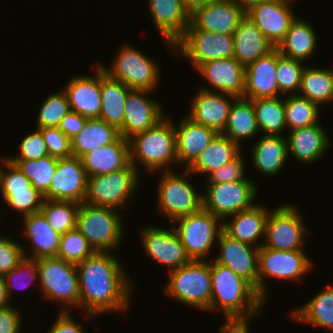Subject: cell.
<instances>
[{
	"label": "cell",
	"mask_w": 333,
	"mask_h": 333,
	"mask_svg": "<svg viewBox=\"0 0 333 333\" xmlns=\"http://www.w3.org/2000/svg\"><path fill=\"white\" fill-rule=\"evenodd\" d=\"M36 262L39 275L37 282L44 300L61 303L63 307L60 311L63 312H68L70 306L79 310L80 295L76 264L56 256L39 258Z\"/></svg>",
	"instance_id": "obj_5"
},
{
	"label": "cell",
	"mask_w": 333,
	"mask_h": 333,
	"mask_svg": "<svg viewBox=\"0 0 333 333\" xmlns=\"http://www.w3.org/2000/svg\"><path fill=\"white\" fill-rule=\"evenodd\" d=\"M278 50L274 48L267 55L260 57L245 66L244 98H273L279 97L277 83Z\"/></svg>",
	"instance_id": "obj_24"
},
{
	"label": "cell",
	"mask_w": 333,
	"mask_h": 333,
	"mask_svg": "<svg viewBox=\"0 0 333 333\" xmlns=\"http://www.w3.org/2000/svg\"><path fill=\"white\" fill-rule=\"evenodd\" d=\"M214 0H182L185 8L190 12V14L197 8L205 6Z\"/></svg>",
	"instance_id": "obj_59"
},
{
	"label": "cell",
	"mask_w": 333,
	"mask_h": 333,
	"mask_svg": "<svg viewBox=\"0 0 333 333\" xmlns=\"http://www.w3.org/2000/svg\"><path fill=\"white\" fill-rule=\"evenodd\" d=\"M170 224L174 226L188 257L195 261H205L208 255H212L211 248L217 246L214 244L223 231L222 220L203 208L179 217Z\"/></svg>",
	"instance_id": "obj_11"
},
{
	"label": "cell",
	"mask_w": 333,
	"mask_h": 333,
	"mask_svg": "<svg viewBox=\"0 0 333 333\" xmlns=\"http://www.w3.org/2000/svg\"><path fill=\"white\" fill-rule=\"evenodd\" d=\"M12 210L21 213L22 217L41 211L44 196L38 190L12 191V194H1Z\"/></svg>",
	"instance_id": "obj_48"
},
{
	"label": "cell",
	"mask_w": 333,
	"mask_h": 333,
	"mask_svg": "<svg viewBox=\"0 0 333 333\" xmlns=\"http://www.w3.org/2000/svg\"><path fill=\"white\" fill-rule=\"evenodd\" d=\"M242 152L233 160L223 167L214 170L207 177L206 184H218L233 181L254 182L250 177L244 176L245 163L242 158Z\"/></svg>",
	"instance_id": "obj_51"
},
{
	"label": "cell",
	"mask_w": 333,
	"mask_h": 333,
	"mask_svg": "<svg viewBox=\"0 0 333 333\" xmlns=\"http://www.w3.org/2000/svg\"><path fill=\"white\" fill-rule=\"evenodd\" d=\"M87 119L77 112L70 111L60 121L58 128L71 140L83 129Z\"/></svg>",
	"instance_id": "obj_56"
},
{
	"label": "cell",
	"mask_w": 333,
	"mask_h": 333,
	"mask_svg": "<svg viewBox=\"0 0 333 333\" xmlns=\"http://www.w3.org/2000/svg\"><path fill=\"white\" fill-rule=\"evenodd\" d=\"M141 243L147 257L169 268V272L188 264L185 247L174 229H164L157 226H147L140 231Z\"/></svg>",
	"instance_id": "obj_15"
},
{
	"label": "cell",
	"mask_w": 333,
	"mask_h": 333,
	"mask_svg": "<svg viewBox=\"0 0 333 333\" xmlns=\"http://www.w3.org/2000/svg\"><path fill=\"white\" fill-rule=\"evenodd\" d=\"M22 219V234L30 241L31 246L29 250L23 246L24 256L34 260L57 256L61 234L52 228L43 213L40 211ZM26 250L31 252L28 253Z\"/></svg>",
	"instance_id": "obj_29"
},
{
	"label": "cell",
	"mask_w": 333,
	"mask_h": 333,
	"mask_svg": "<svg viewBox=\"0 0 333 333\" xmlns=\"http://www.w3.org/2000/svg\"><path fill=\"white\" fill-rule=\"evenodd\" d=\"M3 278L8 298L11 301L13 298L12 295L15 294L13 291L14 288L27 289V287L33 284V281L39 280L36 260L25 257L14 269L5 274Z\"/></svg>",
	"instance_id": "obj_47"
},
{
	"label": "cell",
	"mask_w": 333,
	"mask_h": 333,
	"mask_svg": "<svg viewBox=\"0 0 333 333\" xmlns=\"http://www.w3.org/2000/svg\"><path fill=\"white\" fill-rule=\"evenodd\" d=\"M278 206L269 211L263 247L279 251H304L306 238L312 233L305 225L302 212L294 204Z\"/></svg>",
	"instance_id": "obj_10"
},
{
	"label": "cell",
	"mask_w": 333,
	"mask_h": 333,
	"mask_svg": "<svg viewBox=\"0 0 333 333\" xmlns=\"http://www.w3.org/2000/svg\"><path fill=\"white\" fill-rule=\"evenodd\" d=\"M259 131L252 100L237 97L232 103L227 124L221 134L241 147L244 143L242 141L253 139Z\"/></svg>",
	"instance_id": "obj_35"
},
{
	"label": "cell",
	"mask_w": 333,
	"mask_h": 333,
	"mask_svg": "<svg viewBox=\"0 0 333 333\" xmlns=\"http://www.w3.org/2000/svg\"><path fill=\"white\" fill-rule=\"evenodd\" d=\"M81 160L88 177L118 171L130 163L129 141L120 136L108 145L87 152Z\"/></svg>",
	"instance_id": "obj_30"
},
{
	"label": "cell",
	"mask_w": 333,
	"mask_h": 333,
	"mask_svg": "<svg viewBox=\"0 0 333 333\" xmlns=\"http://www.w3.org/2000/svg\"><path fill=\"white\" fill-rule=\"evenodd\" d=\"M88 176L81 158H58L57 167L44 201H85Z\"/></svg>",
	"instance_id": "obj_17"
},
{
	"label": "cell",
	"mask_w": 333,
	"mask_h": 333,
	"mask_svg": "<svg viewBox=\"0 0 333 333\" xmlns=\"http://www.w3.org/2000/svg\"><path fill=\"white\" fill-rule=\"evenodd\" d=\"M12 305L6 292V286L3 276L0 275V309Z\"/></svg>",
	"instance_id": "obj_58"
},
{
	"label": "cell",
	"mask_w": 333,
	"mask_h": 333,
	"mask_svg": "<svg viewBox=\"0 0 333 333\" xmlns=\"http://www.w3.org/2000/svg\"><path fill=\"white\" fill-rule=\"evenodd\" d=\"M79 207V203L72 201H43L41 212L52 228L62 235L77 227Z\"/></svg>",
	"instance_id": "obj_43"
},
{
	"label": "cell",
	"mask_w": 333,
	"mask_h": 333,
	"mask_svg": "<svg viewBox=\"0 0 333 333\" xmlns=\"http://www.w3.org/2000/svg\"><path fill=\"white\" fill-rule=\"evenodd\" d=\"M298 94L319 107L333 102V68L305 67Z\"/></svg>",
	"instance_id": "obj_39"
},
{
	"label": "cell",
	"mask_w": 333,
	"mask_h": 333,
	"mask_svg": "<svg viewBox=\"0 0 333 333\" xmlns=\"http://www.w3.org/2000/svg\"><path fill=\"white\" fill-rule=\"evenodd\" d=\"M19 153L7 156L8 160H36L49 155L40 129L26 135L19 144Z\"/></svg>",
	"instance_id": "obj_50"
},
{
	"label": "cell",
	"mask_w": 333,
	"mask_h": 333,
	"mask_svg": "<svg viewBox=\"0 0 333 333\" xmlns=\"http://www.w3.org/2000/svg\"><path fill=\"white\" fill-rule=\"evenodd\" d=\"M22 316L13 305L0 309V333H19Z\"/></svg>",
	"instance_id": "obj_54"
},
{
	"label": "cell",
	"mask_w": 333,
	"mask_h": 333,
	"mask_svg": "<svg viewBox=\"0 0 333 333\" xmlns=\"http://www.w3.org/2000/svg\"><path fill=\"white\" fill-rule=\"evenodd\" d=\"M234 40V58L243 66L267 55L274 49L265 35L245 15L232 34Z\"/></svg>",
	"instance_id": "obj_32"
},
{
	"label": "cell",
	"mask_w": 333,
	"mask_h": 333,
	"mask_svg": "<svg viewBox=\"0 0 333 333\" xmlns=\"http://www.w3.org/2000/svg\"><path fill=\"white\" fill-rule=\"evenodd\" d=\"M47 333H87L82 325L77 324L70 312L59 311L58 318L51 324Z\"/></svg>",
	"instance_id": "obj_55"
},
{
	"label": "cell",
	"mask_w": 333,
	"mask_h": 333,
	"mask_svg": "<svg viewBox=\"0 0 333 333\" xmlns=\"http://www.w3.org/2000/svg\"><path fill=\"white\" fill-rule=\"evenodd\" d=\"M70 106L66 92L62 89L48 97L42 102L37 116V128L58 127L63 117L70 112Z\"/></svg>",
	"instance_id": "obj_46"
},
{
	"label": "cell",
	"mask_w": 333,
	"mask_h": 333,
	"mask_svg": "<svg viewBox=\"0 0 333 333\" xmlns=\"http://www.w3.org/2000/svg\"><path fill=\"white\" fill-rule=\"evenodd\" d=\"M191 98L189 114L195 122L222 133L228 120L234 95L198 89Z\"/></svg>",
	"instance_id": "obj_23"
},
{
	"label": "cell",
	"mask_w": 333,
	"mask_h": 333,
	"mask_svg": "<svg viewBox=\"0 0 333 333\" xmlns=\"http://www.w3.org/2000/svg\"><path fill=\"white\" fill-rule=\"evenodd\" d=\"M123 215L110 207L80 204L77 228L95 252H112L120 248L124 237Z\"/></svg>",
	"instance_id": "obj_4"
},
{
	"label": "cell",
	"mask_w": 333,
	"mask_h": 333,
	"mask_svg": "<svg viewBox=\"0 0 333 333\" xmlns=\"http://www.w3.org/2000/svg\"><path fill=\"white\" fill-rule=\"evenodd\" d=\"M260 132L283 136L287 129L284 99L279 97L252 99Z\"/></svg>",
	"instance_id": "obj_40"
},
{
	"label": "cell",
	"mask_w": 333,
	"mask_h": 333,
	"mask_svg": "<svg viewBox=\"0 0 333 333\" xmlns=\"http://www.w3.org/2000/svg\"><path fill=\"white\" fill-rule=\"evenodd\" d=\"M284 107L287 131L308 127L320 122L321 107L299 94H289L287 99H284Z\"/></svg>",
	"instance_id": "obj_41"
},
{
	"label": "cell",
	"mask_w": 333,
	"mask_h": 333,
	"mask_svg": "<svg viewBox=\"0 0 333 333\" xmlns=\"http://www.w3.org/2000/svg\"><path fill=\"white\" fill-rule=\"evenodd\" d=\"M80 308L87 318L130 309L134 285L126 267L112 252H95L76 264ZM104 313V314H103Z\"/></svg>",
	"instance_id": "obj_1"
},
{
	"label": "cell",
	"mask_w": 333,
	"mask_h": 333,
	"mask_svg": "<svg viewBox=\"0 0 333 333\" xmlns=\"http://www.w3.org/2000/svg\"><path fill=\"white\" fill-rule=\"evenodd\" d=\"M316 34L309 22L297 17L276 49L282 56L302 62L310 61L317 48Z\"/></svg>",
	"instance_id": "obj_34"
},
{
	"label": "cell",
	"mask_w": 333,
	"mask_h": 333,
	"mask_svg": "<svg viewBox=\"0 0 333 333\" xmlns=\"http://www.w3.org/2000/svg\"><path fill=\"white\" fill-rule=\"evenodd\" d=\"M118 51L110 68L99 63L102 69L131 90L156 91L161 74L160 65L129 43H122Z\"/></svg>",
	"instance_id": "obj_9"
},
{
	"label": "cell",
	"mask_w": 333,
	"mask_h": 333,
	"mask_svg": "<svg viewBox=\"0 0 333 333\" xmlns=\"http://www.w3.org/2000/svg\"><path fill=\"white\" fill-rule=\"evenodd\" d=\"M165 293L177 302L210 312L212 283L210 261L191 260L169 272Z\"/></svg>",
	"instance_id": "obj_6"
},
{
	"label": "cell",
	"mask_w": 333,
	"mask_h": 333,
	"mask_svg": "<svg viewBox=\"0 0 333 333\" xmlns=\"http://www.w3.org/2000/svg\"><path fill=\"white\" fill-rule=\"evenodd\" d=\"M95 253L88 240L76 227L60 236L58 258L66 262L78 264Z\"/></svg>",
	"instance_id": "obj_45"
},
{
	"label": "cell",
	"mask_w": 333,
	"mask_h": 333,
	"mask_svg": "<svg viewBox=\"0 0 333 333\" xmlns=\"http://www.w3.org/2000/svg\"><path fill=\"white\" fill-rule=\"evenodd\" d=\"M312 259L305 251H279L261 246L259 248L258 294L266 302L270 288L266 279L300 281L312 267Z\"/></svg>",
	"instance_id": "obj_12"
},
{
	"label": "cell",
	"mask_w": 333,
	"mask_h": 333,
	"mask_svg": "<svg viewBox=\"0 0 333 333\" xmlns=\"http://www.w3.org/2000/svg\"><path fill=\"white\" fill-rule=\"evenodd\" d=\"M261 205L256 203L249 209L225 218L222 221L223 232L232 239L248 243L257 248L263 246V243L257 244V242L261 237L262 240L265 238L266 221L270 208Z\"/></svg>",
	"instance_id": "obj_27"
},
{
	"label": "cell",
	"mask_w": 333,
	"mask_h": 333,
	"mask_svg": "<svg viewBox=\"0 0 333 333\" xmlns=\"http://www.w3.org/2000/svg\"><path fill=\"white\" fill-rule=\"evenodd\" d=\"M216 245H218L219 253L213 261L244 278L258 293L259 248L232 239L223 231Z\"/></svg>",
	"instance_id": "obj_18"
},
{
	"label": "cell",
	"mask_w": 333,
	"mask_h": 333,
	"mask_svg": "<svg viewBox=\"0 0 333 333\" xmlns=\"http://www.w3.org/2000/svg\"><path fill=\"white\" fill-rule=\"evenodd\" d=\"M245 15L246 12L230 0H214L190 14V24L186 30L232 35Z\"/></svg>",
	"instance_id": "obj_20"
},
{
	"label": "cell",
	"mask_w": 333,
	"mask_h": 333,
	"mask_svg": "<svg viewBox=\"0 0 333 333\" xmlns=\"http://www.w3.org/2000/svg\"><path fill=\"white\" fill-rule=\"evenodd\" d=\"M120 137L119 129L105 121L87 119L83 129L71 139L72 156L81 158L87 152L108 145Z\"/></svg>",
	"instance_id": "obj_38"
},
{
	"label": "cell",
	"mask_w": 333,
	"mask_h": 333,
	"mask_svg": "<svg viewBox=\"0 0 333 333\" xmlns=\"http://www.w3.org/2000/svg\"><path fill=\"white\" fill-rule=\"evenodd\" d=\"M251 148L254 169L266 176L278 175L287 162L288 144L286 136L262 135Z\"/></svg>",
	"instance_id": "obj_31"
},
{
	"label": "cell",
	"mask_w": 333,
	"mask_h": 333,
	"mask_svg": "<svg viewBox=\"0 0 333 333\" xmlns=\"http://www.w3.org/2000/svg\"><path fill=\"white\" fill-rule=\"evenodd\" d=\"M101 110L99 119L118 129L123 124L125 103L131 91L118 79L111 77L100 66Z\"/></svg>",
	"instance_id": "obj_33"
},
{
	"label": "cell",
	"mask_w": 333,
	"mask_h": 333,
	"mask_svg": "<svg viewBox=\"0 0 333 333\" xmlns=\"http://www.w3.org/2000/svg\"><path fill=\"white\" fill-rule=\"evenodd\" d=\"M300 60H295L282 56L278 52L277 61V83L279 86L280 95L283 97L289 95L288 93L298 94L301 87L302 73L307 65Z\"/></svg>",
	"instance_id": "obj_44"
},
{
	"label": "cell",
	"mask_w": 333,
	"mask_h": 333,
	"mask_svg": "<svg viewBox=\"0 0 333 333\" xmlns=\"http://www.w3.org/2000/svg\"><path fill=\"white\" fill-rule=\"evenodd\" d=\"M149 14L164 45L174 56V44L184 35L190 24V12L182 0H148Z\"/></svg>",
	"instance_id": "obj_21"
},
{
	"label": "cell",
	"mask_w": 333,
	"mask_h": 333,
	"mask_svg": "<svg viewBox=\"0 0 333 333\" xmlns=\"http://www.w3.org/2000/svg\"><path fill=\"white\" fill-rule=\"evenodd\" d=\"M0 160L3 164L0 166V194H12V191L20 190H36L31 185V181L6 157Z\"/></svg>",
	"instance_id": "obj_49"
},
{
	"label": "cell",
	"mask_w": 333,
	"mask_h": 333,
	"mask_svg": "<svg viewBox=\"0 0 333 333\" xmlns=\"http://www.w3.org/2000/svg\"><path fill=\"white\" fill-rule=\"evenodd\" d=\"M236 5H239L245 12L248 11L252 6L264 2L266 0H230Z\"/></svg>",
	"instance_id": "obj_60"
},
{
	"label": "cell",
	"mask_w": 333,
	"mask_h": 333,
	"mask_svg": "<svg viewBox=\"0 0 333 333\" xmlns=\"http://www.w3.org/2000/svg\"><path fill=\"white\" fill-rule=\"evenodd\" d=\"M182 171L179 173L173 170L162 171L157 186V210L162 212L164 217L171 221L170 223L203 208L202 192L198 193L193 183L188 180L187 176L191 173L183 168Z\"/></svg>",
	"instance_id": "obj_8"
},
{
	"label": "cell",
	"mask_w": 333,
	"mask_h": 333,
	"mask_svg": "<svg viewBox=\"0 0 333 333\" xmlns=\"http://www.w3.org/2000/svg\"><path fill=\"white\" fill-rule=\"evenodd\" d=\"M40 131L50 156L56 158L72 156L71 140L58 127H46Z\"/></svg>",
	"instance_id": "obj_53"
},
{
	"label": "cell",
	"mask_w": 333,
	"mask_h": 333,
	"mask_svg": "<svg viewBox=\"0 0 333 333\" xmlns=\"http://www.w3.org/2000/svg\"><path fill=\"white\" fill-rule=\"evenodd\" d=\"M225 324L219 327V333H250L248 319H225Z\"/></svg>",
	"instance_id": "obj_57"
},
{
	"label": "cell",
	"mask_w": 333,
	"mask_h": 333,
	"mask_svg": "<svg viewBox=\"0 0 333 333\" xmlns=\"http://www.w3.org/2000/svg\"><path fill=\"white\" fill-rule=\"evenodd\" d=\"M210 273L211 313L221 310L225 319H248L263 314L267 302L248 281L214 261L210 262Z\"/></svg>",
	"instance_id": "obj_2"
},
{
	"label": "cell",
	"mask_w": 333,
	"mask_h": 333,
	"mask_svg": "<svg viewBox=\"0 0 333 333\" xmlns=\"http://www.w3.org/2000/svg\"><path fill=\"white\" fill-rule=\"evenodd\" d=\"M64 91L67 94L70 110L88 118H99L101 110L100 65L95 76L74 75L70 77Z\"/></svg>",
	"instance_id": "obj_25"
},
{
	"label": "cell",
	"mask_w": 333,
	"mask_h": 333,
	"mask_svg": "<svg viewBox=\"0 0 333 333\" xmlns=\"http://www.w3.org/2000/svg\"><path fill=\"white\" fill-rule=\"evenodd\" d=\"M174 128L178 167L184 169L198 158L218 134L214 129L195 122L187 115L182 117L180 124L174 123Z\"/></svg>",
	"instance_id": "obj_26"
},
{
	"label": "cell",
	"mask_w": 333,
	"mask_h": 333,
	"mask_svg": "<svg viewBox=\"0 0 333 333\" xmlns=\"http://www.w3.org/2000/svg\"><path fill=\"white\" fill-rule=\"evenodd\" d=\"M196 71L209 83L200 89L243 97L245 90V66L234 57L200 64Z\"/></svg>",
	"instance_id": "obj_22"
},
{
	"label": "cell",
	"mask_w": 333,
	"mask_h": 333,
	"mask_svg": "<svg viewBox=\"0 0 333 333\" xmlns=\"http://www.w3.org/2000/svg\"><path fill=\"white\" fill-rule=\"evenodd\" d=\"M320 123L288 132V154L295 160L311 164L324 158L327 148L332 147L330 136Z\"/></svg>",
	"instance_id": "obj_28"
},
{
	"label": "cell",
	"mask_w": 333,
	"mask_h": 333,
	"mask_svg": "<svg viewBox=\"0 0 333 333\" xmlns=\"http://www.w3.org/2000/svg\"><path fill=\"white\" fill-rule=\"evenodd\" d=\"M151 94L153 91L147 90H131L128 93L123 124L119 128L120 136L126 140L154 127L165 117L163 106L151 99Z\"/></svg>",
	"instance_id": "obj_19"
},
{
	"label": "cell",
	"mask_w": 333,
	"mask_h": 333,
	"mask_svg": "<svg viewBox=\"0 0 333 333\" xmlns=\"http://www.w3.org/2000/svg\"><path fill=\"white\" fill-rule=\"evenodd\" d=\"M128 141L130 163L139 173L140 164L145 171L153 174L172 170V164L178 165L176 132L170 117L165 116L154 127L134 135Z\"/></svg>",
	"instance_id": "obj_3"
},
{
	"label": "cell",
	"mask_w": 333,
	"mask_h": 333,
	"mask_svg": "<svg viewBox=\"0 0 333 333\" xmlns=\"http://www.w3.org/2000/svg\"><path fill=\"white\" fill-rule=\"evenodd\" d=\"M295 0H266L252 6L246 16L265 35L274 48L283 40L298 17L292 12Z\"/></svg>",
	"instance_id": "obj_16"
},
{
	"label": "cell",
	"mask_w": 333,
	"mask_h": 333,
	"mask_svg": "<svg viewBox=\"0 0 333 333\" xmlns=\"http://www.w3.org/2000/svg\"><path fill=\"white\" fill-rule=\"evenodd\" d=\"M290 315L296 322L333 331V283L320 290L303 306L292 310Z\"/></svg>",
	"instance_id": "obj_37"
},
{
	"label": "cell",
	"mask_w": 333,
	"mask_h": 333,
	"mask_svg": "<svg viewBox=\"0 0 333 333\" xmlns=\"http://www.w3.org/2000/svg\"><path fill=\"white\" fill-rule=\"evenodd\" d=\"M179 53L191 62L194 69L204 62L232 58L233 35L185 30L184 35L174 44V57H179Z\"/></svg>",
	"instance_id": "obj_14"
},
{
	"label": "cell",
	"mask_w": 333,
	"mask_h": 333,
	"mask_svg": "<svg viewBox=\"0 0 333 333\" xmlns=\"http://www.w3.org/2000/svg\"><path fill=\"white\" fill-rule=\"evenodd\" d=\"M25 258L23 245L0 235V275L4 276Z\"/></svg>",
	"instance_id": "obj_52"
},
{
	"label": "cell",
	"mask_w": 333,
	"mask_h": 333,
	"mask_svg": "<svg viewBox=\"0 0 333 333\" xmlns=\"http://www.w3.org/2000/svg\"><path fill=\"white\" fill-rule=\"evenodd\" d=\"M242 148L231 141L227 136L218 133L210 142L208 147L198 156V158L187 168L191 174H207L223 167L233 161Z\"/></svg>",
	"instance_id": "obj_36"
},
{
	"label": "cell",
	"mask_w": 333,
	"mask_h": 333,
	"mask_svg": "<svg viewBox=\"0 0 333 333\" xmlns=\"http://www.w3.org/2000/svg\"><path fill=\"white\" fill-rule=\"evenodd\" d=\"M204 185L203 209L222 221L230 215L253 207L259 192L255 182L233 181Z\"/></svg>",
	"instance_id": "obj_13"
},
{
	"label": "cell",
	"mask_w": 333,
	"mask_h": 333,
	"mask_svg": "<svg viewBox=\"0 0 333 333\" xmlns=\"http://www.w3.org/2000/svg\"><path fill=\"white\" fill-rule=\"evenodd\" d=\"M139 171L129 163L125 168L88 177L85 201L93 206L125 209L138 190ZM120 208V209H119Z\"/></svg>",
	"instance_id": "obj_7"
},
{
	"label": "cell",
	"mask_w": 333,
	"mask_h": 333,
	"mask_svg": "<svg viewBox=\"0 0 333 333\" xmlns=\"http://www.w3.org/2000/svg\"><path fill=\"white\" fill-rule=\"evenodd\" d=\"M19 169L30 181L34 189L43 196L49 190L53 179L58 158L47 155L36 160H9Z\"/></svg>",
	"instance_id": "obj_42"
}]
</instances>
